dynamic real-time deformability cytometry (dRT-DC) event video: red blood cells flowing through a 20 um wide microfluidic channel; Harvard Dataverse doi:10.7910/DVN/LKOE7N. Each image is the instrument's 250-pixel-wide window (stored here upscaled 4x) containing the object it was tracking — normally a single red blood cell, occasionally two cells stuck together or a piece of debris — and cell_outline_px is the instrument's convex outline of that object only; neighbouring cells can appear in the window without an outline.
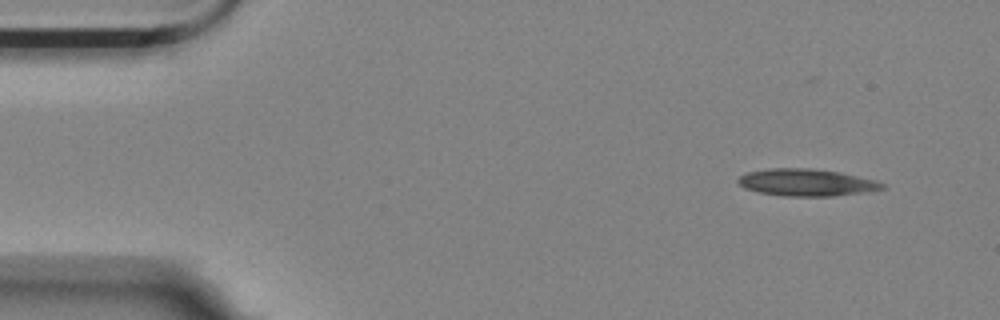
{"species": "Egyptian fruit bat (a non-hibernating species)", "species_latin": "Rousettus aegyptiacus", "temperature_condition": "room temperature", "stored_images_in_passage": 52, "camera_frame_rate_fps": 3000, "um_per_image_px": 0.085, "animal": {"sex": "female"}, "frame": {"image": 1, "passage_image": 1, "time_ms": 0.0, "image_size_px": [1000, 320], "cell_outline_px": [[888, 188], [872, 192], [832, 196], [780, 196], [756, 192], [744, 188], [736, 180], [744, 172], [768, 168], [812, 168], [840, 172], [872, 180], [884, 184]], "centroid_in_image_um": [68.53, 15.52], "position_along_channel_um": 16.5, "area_um2": 23.12}}
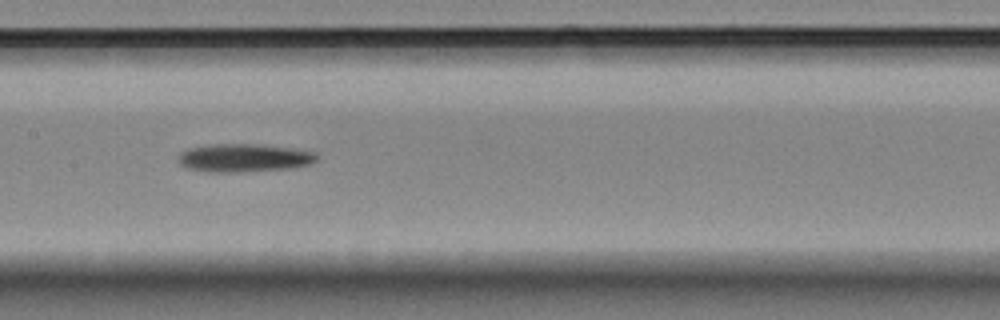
{"frame": {"image": 2, "passage_image": 23, "time_ms": 7.333, "image_size_px": [1000, 320], "cell_outline_px": [[320, 156], [312, 164], [292, 168], [236, 172], [204, 172], [188, 168], [180, 164], [176, 160], [176, 156], [180, 152], [188, 148], [208, 144], [264, 144], [292, 148], [316, 152]], "centroid_in_image_um": [20.73, 13.41], "position_along_channel_um": 186.7, "area_um2": 23.24}}
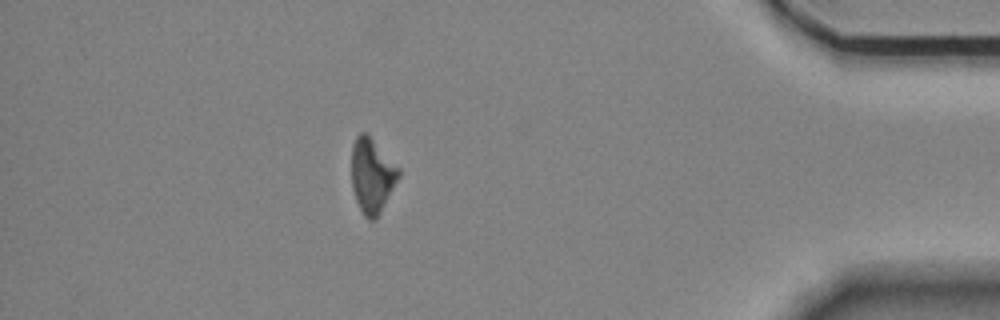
{"frame": {"image": 3, "passage_image": 45, "time_ms": 14.667, "image_size_px": [1000, 320], "cell_outline_px": [[400, 176], [376, 220], [368, 220], [364, 216], [356, 200], [352, 188], [352, 144], [356, 136], [360, 132], [364, 132], [400, 168]], "centroid_in_image_um": [31.62, 14.95], "position_along_channel_um": 403.6, "area_um2": 20.23}, "authors_computed_cell_mechanics": {"area_um2": 21.5594, "velocity_mm_per_s": 3.5593, "shape_relaxation_time_tau1_ms": 3.668, "shape_relaxation_time_tau2_ms": null, "deformation_change_tau1": 0.1621, "deformation_change_tau2": null}}